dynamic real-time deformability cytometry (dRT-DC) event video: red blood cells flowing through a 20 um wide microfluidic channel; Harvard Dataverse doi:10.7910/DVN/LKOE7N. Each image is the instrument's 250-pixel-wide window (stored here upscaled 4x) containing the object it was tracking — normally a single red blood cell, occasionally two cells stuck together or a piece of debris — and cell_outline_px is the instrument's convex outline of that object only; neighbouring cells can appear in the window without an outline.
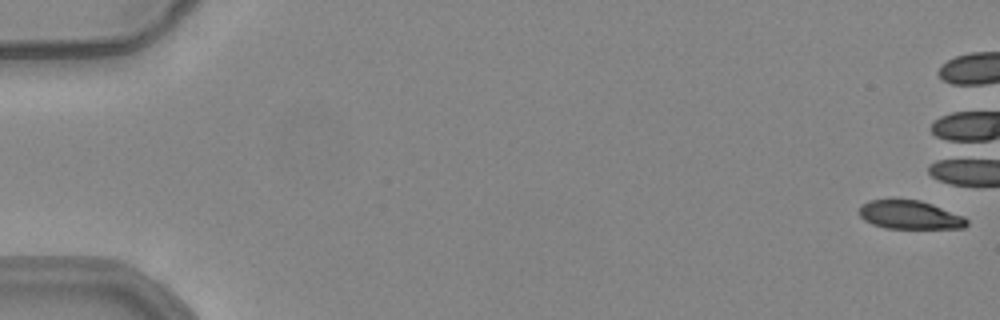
{"species": "common noctule bat (a hibernating species)", "species_latin": "Nyctalus noctula", "temperature_condition": "warm", "stored_images_in_passage": 55, "camera_frame_rate_fps": 3000, "um_per_image_px": 0.085, "animal": {"sex": "female", "body_mass_g": 24.6, "forearm_length_mm": 56.2}, "frame": {"image": 1, "passage_image": 1, "time_ms": 0.0, "image_size_px": [1000, 320], "cell_outline_px": [[968, 224], [964, 228], [884, 228], [872, 224], [864, 220], [860, 216], [860, 204], [868, 200], [892, 196], [920, 200], [932, 204], [964, 216], [968, 220]], "centroid_in_image_um": [77.28, 18.21], "position_along_channel_um": 7.7, "area_um2": 18.61}}
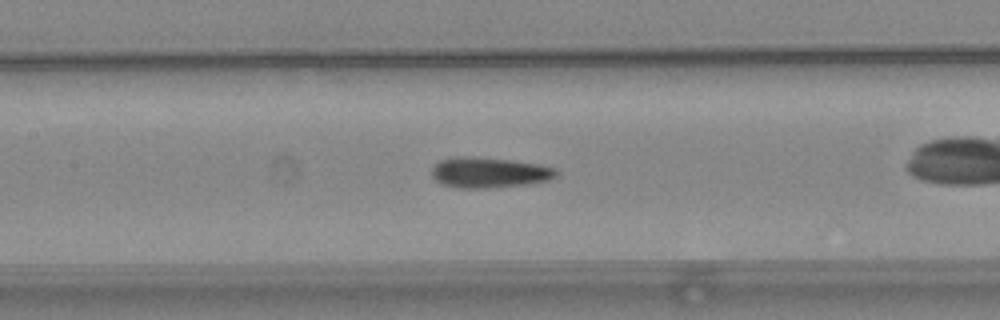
{"frame": {"image": 2, "passage_image": 26, "time_ms": 8.333, "image_size_px": [1000, 320], "cell_outline_px": [[560, 172], [556, 176], [548, 180], [528, 184], [488, 188], [460, 188], [440, 184], [432, 176], [432, 168], [440, 160], [456, 156], [468, 156], [512, 160], [540, 164], [556, 168]], "centroid_in_image_um": [41.59, 14.66], "position_along_channel_um": 165.8, "area_um2": 22.31}}
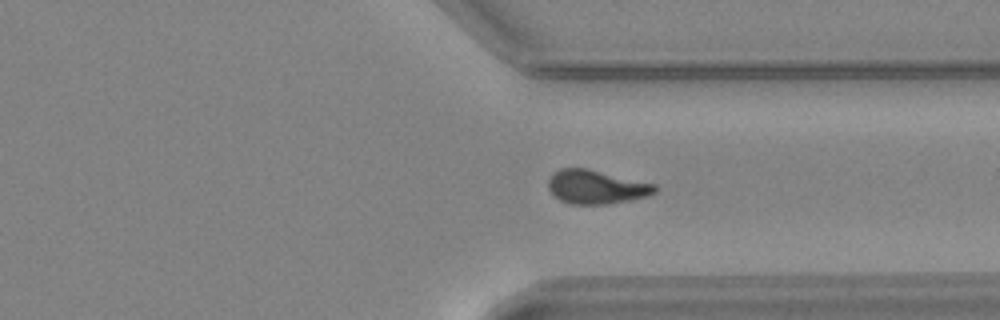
{"frame": {"image": 3, "passage_image": 41, "time_ms": 13.333, "image_size_px": [1000, 320], "cell_outline_px": [[660, 188], [656, 192], [648, 196], [608, 204], [572, 204], [560, 200], [548, 188], [548, 180], [552, 172], [560, 168], [588, 168], [656, 184]], "centroid_in_image_um": [50.7, 15.88], "position_along_channel_um": 360.7, "area_um2": 21.15}, "authors_computed_cell_mechanics": {"area_um2": 20.6346, "velocity_mm_per_s": 3.911, "shape_relaxation_time_tau1_ms": 7.6754, "shape_relaxation_time_tau2_ms": 2.6723, "deformation_change_tau1": 0.2313, "deformation_change_tau2": 0.0842}}